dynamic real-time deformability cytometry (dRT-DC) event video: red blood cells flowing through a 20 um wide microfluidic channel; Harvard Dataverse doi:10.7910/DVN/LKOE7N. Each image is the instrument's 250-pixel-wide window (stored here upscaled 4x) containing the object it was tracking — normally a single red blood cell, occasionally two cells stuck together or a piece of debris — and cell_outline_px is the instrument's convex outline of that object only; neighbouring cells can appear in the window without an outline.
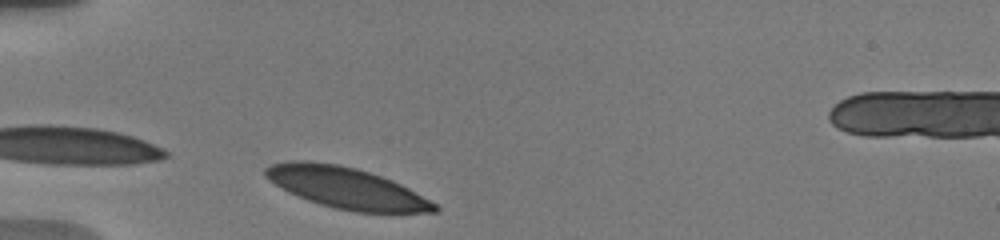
{"species": "human", "species_latin": "Homo sapiens", "temperature_condition": "warm", "stored_images_in_passage": 10, "camera_frame_rate_fps": 3000, "um_per_image_px": 0.085, "donor": {"sex": "male"}, "frame": {"image": 1, "passage_image": 3, "time_ms": 0.333, "image_size_px": [1000, 240], "cell_outline_px": [[440, 208], [436, 212], [356, 212], [336, 208], [320, 204], [308, 200], [288, 192], [264, 176], [264, 168], [272, 164], [292, 160], [308, 160], [336, 164], [356, 168], [392, 180], [408, 188], [436, 204]], "centroid_in_image_um": [29.41, 15.96], "position_along_channel_um": 55.6, "area_um2": 40.11}}
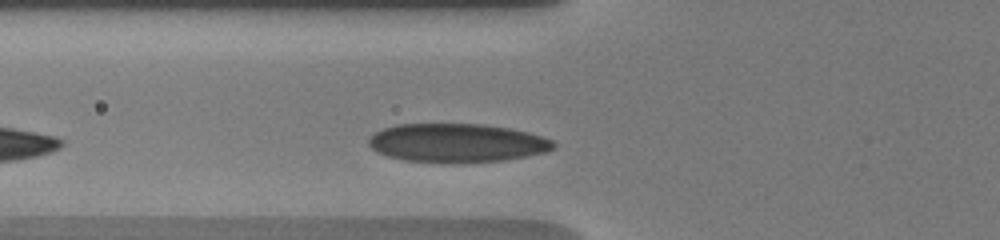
{"frame": {"image": 2, "passage_image": 8, "time_ms": 1.667, "image_size_px": [1000, 240], "cell_outline_px": [[556, 148], [548, 152], [504, 160], [452, 164], [448, 164], [404, 160], [388, 156], [376, 152], [368, 144], [368, 140], [376, 132], [384, 128], [396, 124], [484, 124], [512, 128], [528, 132], [552, 140], [556, 144]], "centroid_in_image_um": [38.86, 12.16], "position_along_channel_um": 86.9, "area_um2": 42.19}}